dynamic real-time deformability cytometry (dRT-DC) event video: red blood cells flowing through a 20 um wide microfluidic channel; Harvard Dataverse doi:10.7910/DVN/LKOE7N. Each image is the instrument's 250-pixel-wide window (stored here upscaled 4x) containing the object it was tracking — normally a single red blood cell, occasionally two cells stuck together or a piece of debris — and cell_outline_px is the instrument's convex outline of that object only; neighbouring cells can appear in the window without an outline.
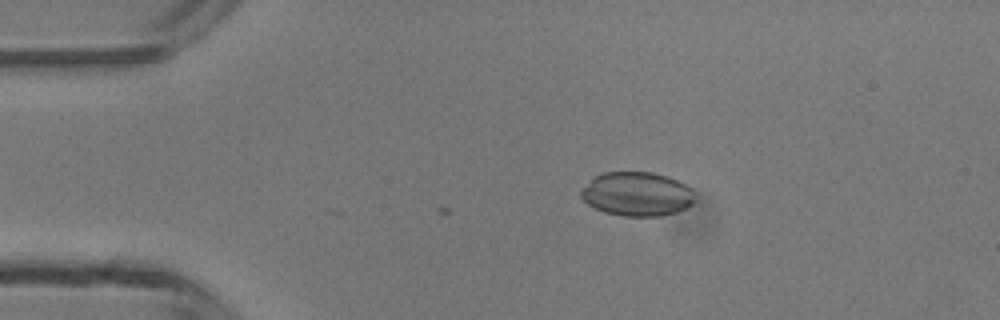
{"species": "common noctule bat (a hibernating species)", "species_latin": "Nyctalus noctula", "temperature_condition": "room temperature", "stored_images_in_passage": 1, "camera_frame_rate_fps": 3000, "um_per_image_px": 0.085, "animal": {"sex": "male", "body_mass_g": 13.3}, "frame": {"image": 1, "passage_image": 1, "time_ms": 0.0, "image_size_px": [1000, 320], "cell_outline_px": [[692, 204], [676, 212], [660, 216], [624, 216], [604, 212], [588, 204], [580, 196], [580, 192], [596, 176], [604, 172], [652, 172], [668, 176], [684, 184], [692, 192]], "centroid_in_image_um": [54.12, 16.49], "position_along_channel_um": 30.9, "area_um2": 28.73}}